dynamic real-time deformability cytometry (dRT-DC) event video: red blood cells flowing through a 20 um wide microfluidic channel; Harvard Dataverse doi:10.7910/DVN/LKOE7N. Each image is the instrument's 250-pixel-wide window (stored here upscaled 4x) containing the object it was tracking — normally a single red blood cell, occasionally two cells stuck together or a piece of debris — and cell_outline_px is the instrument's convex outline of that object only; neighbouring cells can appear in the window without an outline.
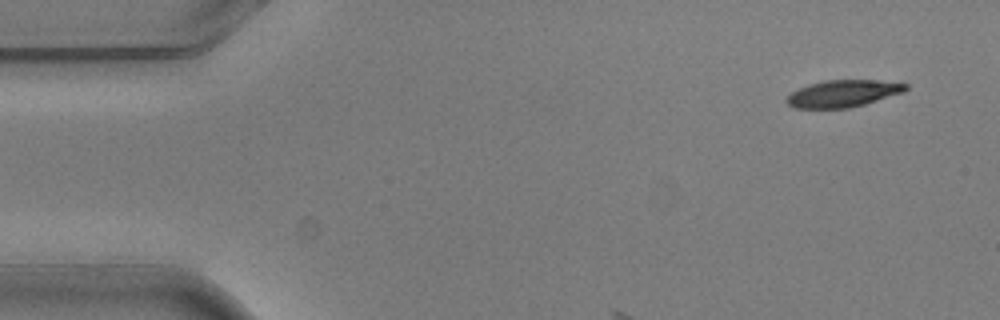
{"species": "common noctule bat (a hibernating species)", "species_latin": "Nyctalus noctula", "temperature_condition": "warm", "stored_images_in_passage": 9, "camera_frame_rate_fps": 3000, "um_per_image_px": 0.085, "animal": {"sex": "male", "body_mass_g": 20.5, "forearm_length_mm": 52.5}, "frame": {"image": 1, "passage_image": 1, "time_ms": 0.0, "image_size_px": [1000, 320], "cell_outline_px": [[908, 88], [904, 92], [864, 104], [848, 108], [792, 108], [784, 100], [792, 92], [808, 84], [824, 80], [880, 80], [908, 84]], "centroid_in_image_um": [71.65, 7.94], "position_along_channel_um": 13.4, "area_um2": 18.73}}
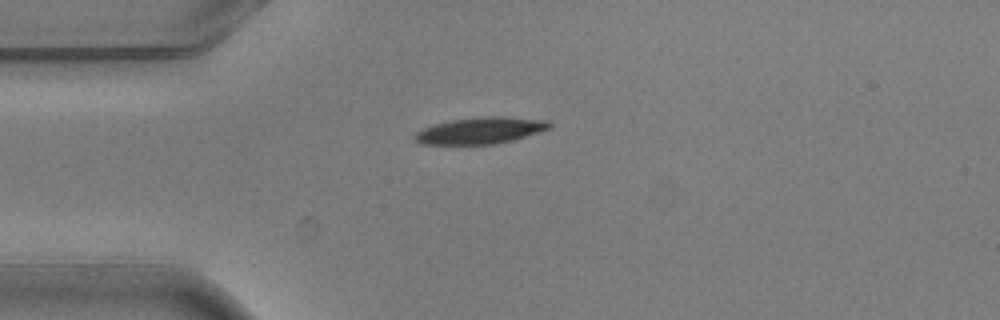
{"frame": {"image": 2, "passage_image": 3, "time_ms": 0.667, "image_size_px": [1000, 320], "cell_outline_px": [[552, 124], [548, 128], [512, 140], [492, 144], [420, 144], [412, 140], [412, 136], [416, 132], [424, 128], [436, 124], [452, 120], [484, 116], [500, 116], [548, 120]], "centroid_in_image_um": [40.77, 11.09], "position_along_channel_um": 44.2, "area_um2": 20.58}}
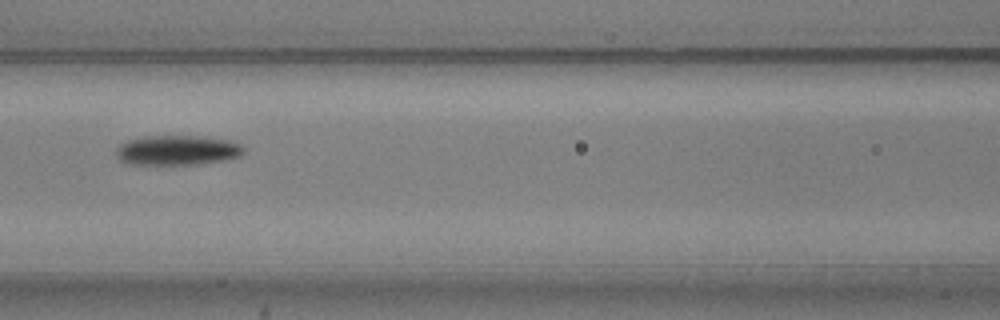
{"frame": {"image": 3, "passage_image": 6, "time_ms": 1.667, "image_size_px": [1000, 320], "cell_outline_px": [[244, 152], [240, 156], [224, 160], [200, 164], [132, 164], [120, 160], [116, 156], [116, 148], [120, 144], [128, 140], [144, 136], [192, 136], [228, 140], [240, 144], [244, 148]], "centroid_in_image_um": [15.06, 12.77], "position_along_channel_um": 151.5, "area_um2": 22.02}}